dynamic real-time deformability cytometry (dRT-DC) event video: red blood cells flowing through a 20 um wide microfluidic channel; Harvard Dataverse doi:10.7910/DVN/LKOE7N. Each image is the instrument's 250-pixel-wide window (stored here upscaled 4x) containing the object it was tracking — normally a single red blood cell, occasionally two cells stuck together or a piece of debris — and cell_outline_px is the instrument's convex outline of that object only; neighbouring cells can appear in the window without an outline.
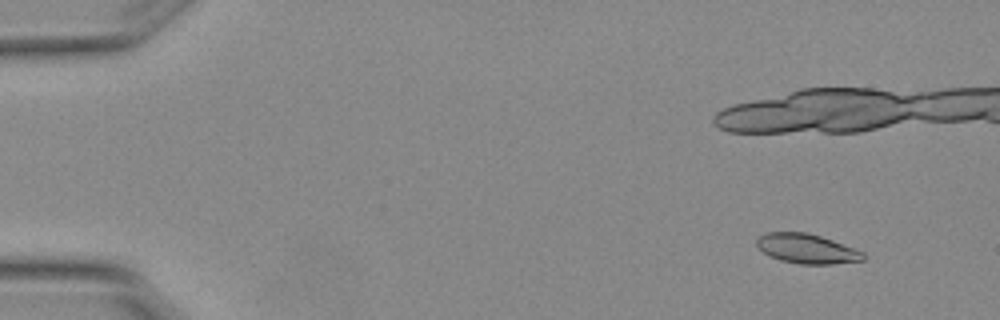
{"species": "Egyptian fruit bat (a non-hibernating species)", "species_latin": "Rousettus aegyptiacus", "temperature_condition": "warm", "stored_images_in_passage": 5, "camera_frame_rate_fps": 3000, "um_per_image_px": 0.085, "animal": {"sex": "female"}, "frame": {"image": 1, "passage_image": 1, "time_ms": 0.0, "image_size_px": [1000, 320], "cell_outline_px": [[864, 260], [832, 264], [800, 264], [780, 260], [764, 252], [756, 244], [756, 236], [764, 232], [808, 232], [832, 240], [864, 252]], "centroid_in_image_um": [68.55, 21.12], "position_along_channel_um": 16.4, "area_um2": 18.32}}